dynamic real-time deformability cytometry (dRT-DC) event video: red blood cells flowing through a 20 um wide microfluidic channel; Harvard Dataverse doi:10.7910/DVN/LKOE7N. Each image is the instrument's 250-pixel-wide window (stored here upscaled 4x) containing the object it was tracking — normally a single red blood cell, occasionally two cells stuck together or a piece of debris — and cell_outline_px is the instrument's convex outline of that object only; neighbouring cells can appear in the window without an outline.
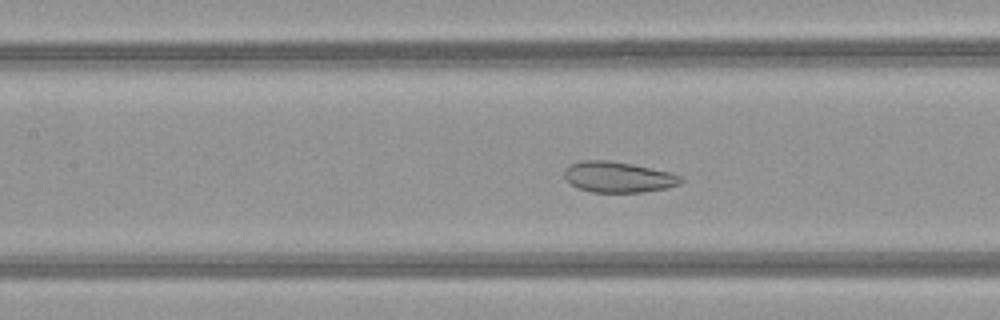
{"species": "common noctule bat (a hibernating species)", "species_latin": "Nyctalus noctula", "temperature_condition": "warm", "stored_images_in_passage": 51, "camera_frame_rate_fps": 3000, "um_per_image_px": 0.085, "animal": {"sex": "female", "body_mass_g": 21.9}, "frame": {"image": 1, "passage_image": 23, "time_ms": 7.333, "image_size_px": [1000, 320], "cell_outline_px": [[684, 180], [680, 184], [668, 188], [644, 192], [592, 192], [580, 188], [572, 184], [564, 176], [564, 168], [568, 164], [580, 160], [608, 160], [632, 164], [672, 172], [680, 176]], "centroid_in_image_um": [52.56, 15.04], "position_along_channel_um": 154.8, "area_um2": 21.04}}
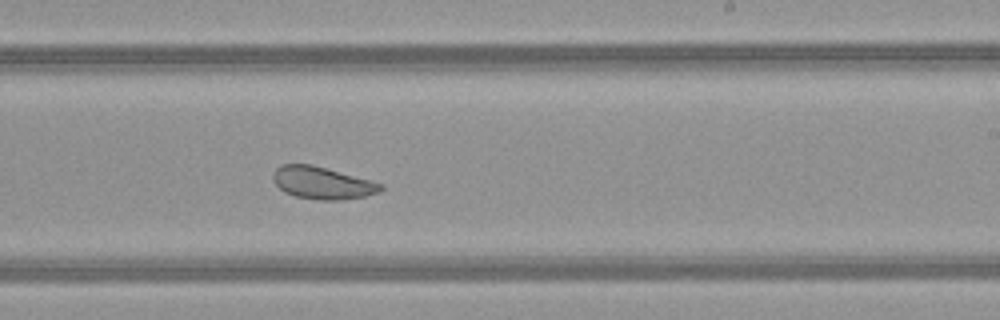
{"frame": {"image": 2, "passage_image": 31, "time_ms": 10.0, "image_size_px": [1000, 320], "cell_outline_px": [[384, 188], [380, 192], [364, 196], [340, 200], [320, 200], [296, 196], [284, 192], [272, 180], [272, 176], [276, 168], [280, 164], [312, 164], [372, 180], [384, 184]], "centroid_in_image_um": [27.41, 15.54], "position_along_channel_um": 261.6, "area_um2": 20.4}}
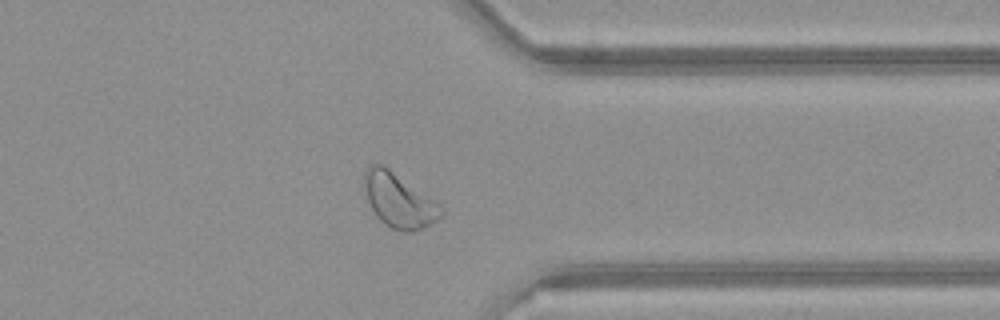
{"frame": {"image": 3, "passage_image": 40, "time_ms": 13.0, "image_size_px": [1000, 320], "cell_outline_px": [[444, 216], [432, 224], [412, 232], [400, 232], [384, 224], [376, 216], [368, 200], [364, 184], [364, 172], [372, 164], [384, 164], [440, 204], [444, 208]], "centroid_in_image_um": [33.95, 17.05], "position_along_channel_um": 377.5, "area_um2": 24.45}, "authors_computed_cell_mechanics": {"area_um2": 26.877, "velocity_mm_per_s": 4.0161, "shape_relaxation_time_tau1_ms": 9.7657, "shape_relaxation_time_tau2_ms": 1.6447, "deformation_change_tau1": 0.0869, "deformation_change_tau2": 0.063}}